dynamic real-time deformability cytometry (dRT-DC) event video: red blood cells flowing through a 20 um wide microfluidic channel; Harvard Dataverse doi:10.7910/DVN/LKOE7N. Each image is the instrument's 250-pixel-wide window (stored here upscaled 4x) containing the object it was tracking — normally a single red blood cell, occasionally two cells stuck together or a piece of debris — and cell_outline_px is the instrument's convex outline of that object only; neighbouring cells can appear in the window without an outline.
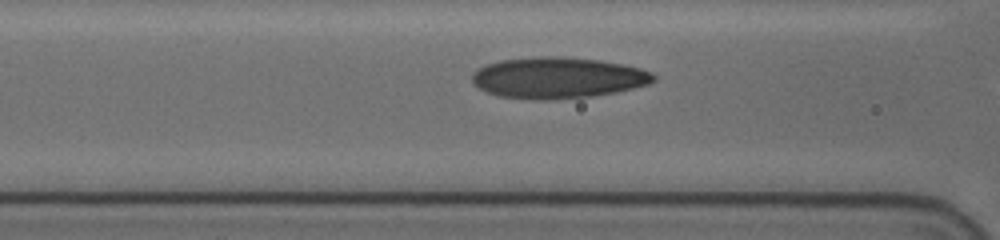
{"species": "human", "species_latin": "Homo sapiens", "temperature_condition": "cold", "stored_images_in_passage": 12, "camera_frame_rate_fps": 3000, "um_per_image_px": 0.085, "donor": {"sex": "female"}, "frame": {"image": 1, "passage_image": 10, "time_ms": 3.0, "image_size_px": [1000, 240], "cell_outline_px": [[656, 80], [648, 84], [616, 92], [592, 96], [552, 100], [536, 100], [500, 96], [488, 92], [480, 88], [472, 80], [472, 72], [476, 68], [484, 64], [500, 60], [544, 56], [560, 56], [600, 60], [640, 68], [652, 72], [656, 76]], "centroid_in_image_um": [47.4, 6.61], "position_along_channel_um": 119.2, "area_um2": 43.58}}